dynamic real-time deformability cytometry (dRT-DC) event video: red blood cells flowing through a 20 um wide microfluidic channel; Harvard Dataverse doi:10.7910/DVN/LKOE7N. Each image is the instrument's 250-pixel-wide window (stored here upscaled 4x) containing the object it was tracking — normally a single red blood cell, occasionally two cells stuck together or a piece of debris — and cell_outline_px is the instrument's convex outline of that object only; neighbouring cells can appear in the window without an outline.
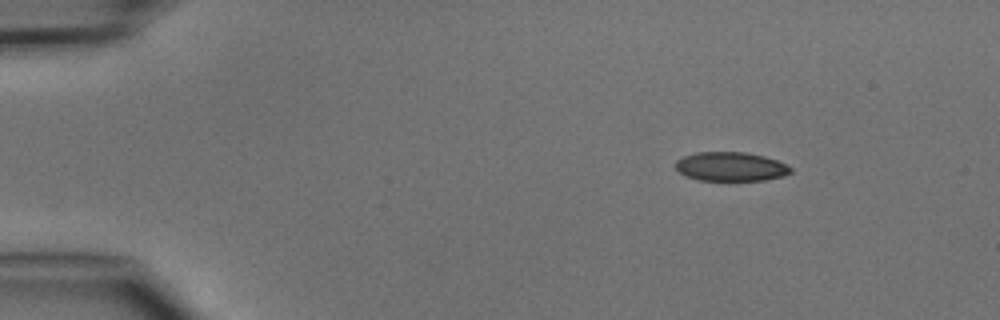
{"species": "common noctule bat (a hibernating species)", "species_latin": "Nyctalus noctula", "temperature_condition": "cold", "stored_images_in_passage": 3, "camera_frame_rate_fps": 3000, "um_per_image_px": 0.085, "animal": {"sex": "male", "body_mass_g": 15.6}, "frame": {"image": 1, "passage_image": 1, "time_ms": 0.0, "image_size_px": [1000, 320], "cell_outline_px": [[792, 172], [784, 176], [764, 180], [700, 180], [688, 176], [680, 172], [676, 168], [676, 160], [684, 156], [696, 152], [744, 152], [764, 156], [776, 160], [792, 168]], "centroid_in_image_um": [62.13, 14.15], "position_along_channel_um": 22.9, "area_um2": 19.31}}